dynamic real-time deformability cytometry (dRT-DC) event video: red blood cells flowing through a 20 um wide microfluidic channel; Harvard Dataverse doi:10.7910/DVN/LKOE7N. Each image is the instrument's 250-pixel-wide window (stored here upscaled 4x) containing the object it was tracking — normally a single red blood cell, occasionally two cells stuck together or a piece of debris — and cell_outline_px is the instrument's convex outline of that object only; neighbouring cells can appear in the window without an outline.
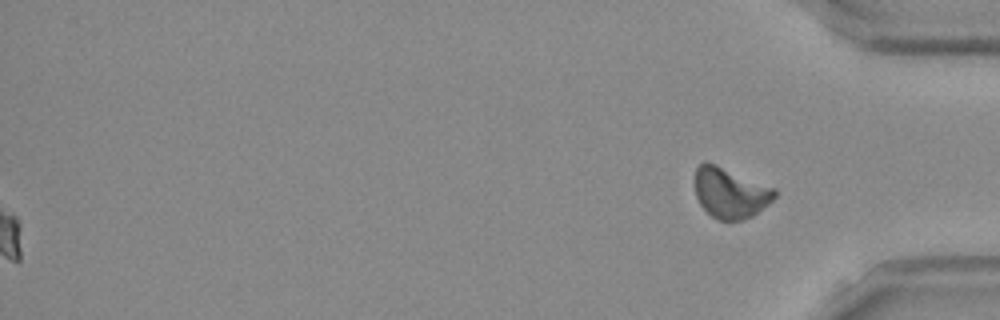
{"species": "Egyptian fruit bat (a non-hibernating species)", "species_latin": "Rousettus aegyptiacus", "temperature_condition": "room temperature", "stored_images_in_passage": 46, "segment_of_instrument_passage": [2, 2], "camera_frame_rate_fps": 3000, "um_per_image_px": 0.085, "frame": {"image": 1, "passage_image": 46, "time_ms": 15.0, "image_size_px": [1000, 320], "cell_outline_px": [[776, 196], [768, 204], [752, 216], [740, 220], [720, 220], [712, 216], [700, 204], [696, 196], [696, 168], [704, 160], [716, 164], [776, 188]], "centroid_in_image_um": [62.08, 16.37], "position_along_channel_um": 373.1, "area_um2": 23.29}}